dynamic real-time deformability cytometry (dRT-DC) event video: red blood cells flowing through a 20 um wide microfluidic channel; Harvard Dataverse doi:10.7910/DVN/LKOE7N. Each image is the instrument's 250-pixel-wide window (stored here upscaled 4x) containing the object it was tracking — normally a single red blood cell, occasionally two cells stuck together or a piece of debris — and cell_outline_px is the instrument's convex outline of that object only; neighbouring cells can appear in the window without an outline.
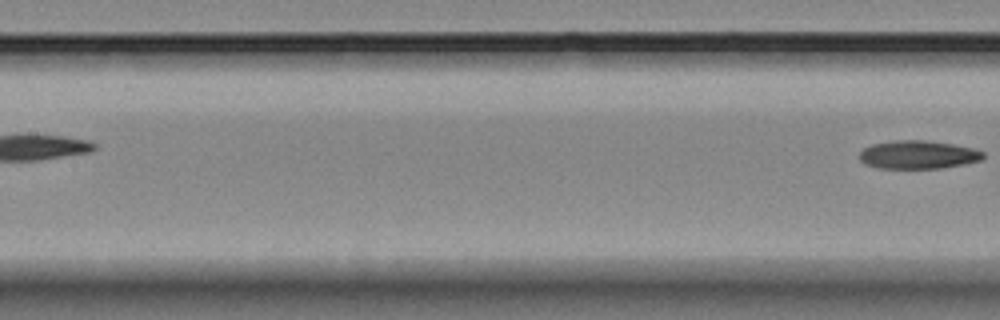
{"species": "Egyptian fruit bat (a non-hibernating species)", "species_latin": "Rousettus aegyptiacus", "temperature_condition": "room temperature", "stored_images_in_passage": 6, "segment_of_instrument_passage": [2, 2], "camera_frame_rate_fps": 3000, "um_per_image_px": 0.085, "animal": {"sex": "female"}, "frame": {"image": 1, "passage_image": 6, "time_ms": 5.667, "image_size_px": [1000, 320], "cell_outline_px": [[984, 156], [980, 160], [964, 164], [940, 168], [880, 168], [864, 164], [860, 160], [860, 152], [864, 148], [872, 144], [896, 140], [924, 140], [952, 144], [972, 148], [984, 152]], "centroid_in_image_um": [78.02, 13.15], "position_along_channel_um": 129.4, "area_um2": 20.23}}